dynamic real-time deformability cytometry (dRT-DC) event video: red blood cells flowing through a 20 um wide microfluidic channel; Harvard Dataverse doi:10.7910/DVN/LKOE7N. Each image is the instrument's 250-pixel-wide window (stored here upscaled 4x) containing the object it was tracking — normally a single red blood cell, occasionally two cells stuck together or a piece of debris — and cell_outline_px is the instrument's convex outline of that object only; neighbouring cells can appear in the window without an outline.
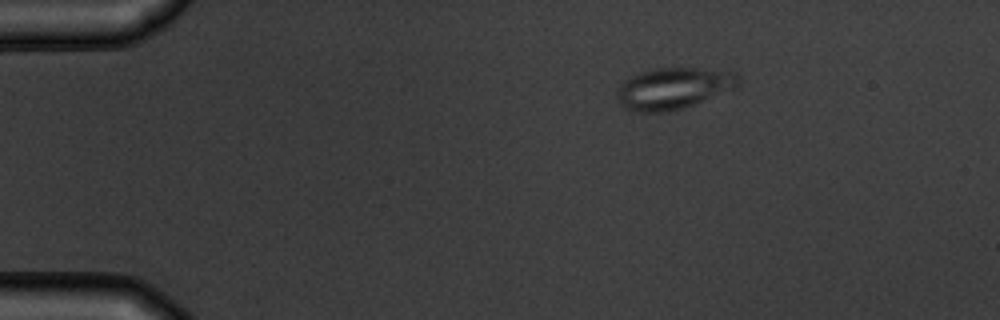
{"species": "common noctule bat (a hibernating species)", "species_latin": "Nyctalus noctula", "temperature_condition": "warm", "stored_images_in_passage": 3, "camera_frame_rate_fps": 3000, "um_per_image_px": 0.085, "animal": {"sex": "male", "body_mass_g": 19.5, "forearm_length_mm": 54.6}, "frame": {"image": 1, "passage_image": 1, "time_ms": 0.0, "image_size_px": [1000, 320], "cell_outline_px": [[740, 80], [736, 88], [684, 108], [668, 112], [636, 112], [624, 108], [620, 104], [616, 96], [616, 88], [624, 80], [640, 72], [656, 68], [696, 68], [732, 72]], "centroid_in_image_um": [57.18, 7.52], "position_along_channel_um": 27.8, "area_um2": 29.36}}